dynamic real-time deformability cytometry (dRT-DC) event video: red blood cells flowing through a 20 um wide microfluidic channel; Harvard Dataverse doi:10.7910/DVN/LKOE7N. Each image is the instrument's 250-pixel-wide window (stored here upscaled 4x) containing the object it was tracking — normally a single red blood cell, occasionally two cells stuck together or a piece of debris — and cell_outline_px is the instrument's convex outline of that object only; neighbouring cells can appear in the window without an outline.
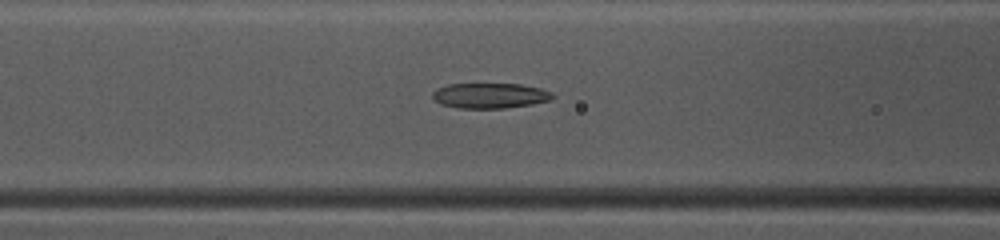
{"species": "common noctule bat (a hibernating species)", "species_latin": "Nyctalus noctula", "temperature_condition": "warm", "stored_images_in_passage": 49, "camera_frame_rate_fps": 3000, "um_per_image_px": 0.085, "animal": {"sex": "female", "body_mass_g": 10.0, "forearm_length_mm": 53.1}, "frame": {"image": 1, "passage_image": 21, "time_ms": 6.667, "image_size_px": [1000, 240], "cell_outline_px": [[556, 96], [552, 100], [532, 104], [504, 108], [456, 108], [440, 104], [432, 96], [432, 92], [436, 88], [448, 84], [520, 84], [540, 88], [552, 92]], "centroid_in_image_um": [41.66, 8.13], "position_along_channel_um": 124.9, "area_um2": 17.8}}
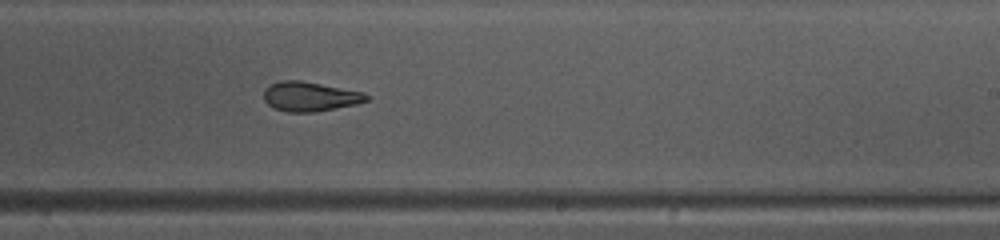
{"frame": {"image": 2, "passage_image": 31, "time_ms": 10.0, "image_size_px": [1000, 240], "cell_outline_px": [[368, 100], [356, 104], [336, 108], [312, 112], [288, 112], [276, 108], [268, 104], [264, 100], [264, 88], [280, 80], [300, 80], [364, 92], [368, 96]], "centroid_in_image_um": [26.34, 8.19], "position_along_channel_um": 262.7, "area_um2": 17.51}}
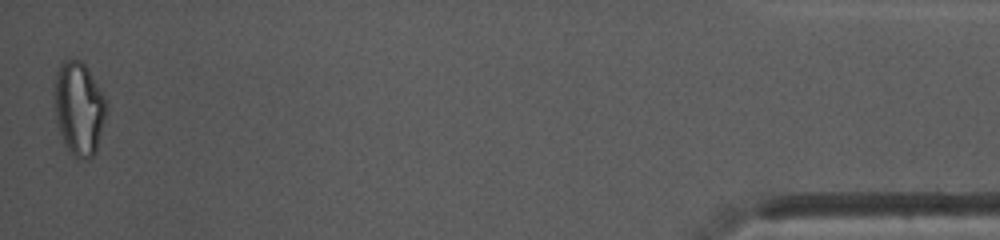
{"frame": {"image": 3, "passage_image": 49, "time_ms": 16.0, "image_size_px": [1000, 240], "cell_outline_px": [[108, 108], [96, 152], [88, 160], [84, 160], [76, 156], [64, 144], [56, 120], [56, 72], [60, 64], [64, 60], [80, 60], [88, 68], [104, 96], [108, 104]], "centroid_in_image_um": [6.75, 9.22], "position_along_channel_um": 428.4, "area_um2": 27.92}, "authors_computed_cell_mechanics": {"area_um2": 19.2474, "velocity_mm_per_s": 4.1373, "shape_relaxation_time_tau1_ms": null, "shape_relaxation_time_tau2_ms": 3.8951, "deformation_change_tau1": null, "deformation_change_tau2": 0.1256}}